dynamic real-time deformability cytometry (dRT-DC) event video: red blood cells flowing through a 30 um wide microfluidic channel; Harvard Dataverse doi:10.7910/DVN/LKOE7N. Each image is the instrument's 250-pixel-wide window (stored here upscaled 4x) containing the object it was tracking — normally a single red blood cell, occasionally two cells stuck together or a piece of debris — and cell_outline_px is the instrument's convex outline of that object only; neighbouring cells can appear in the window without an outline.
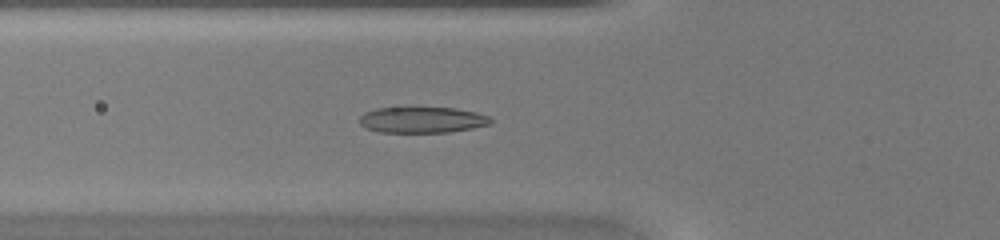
{"species": "common noctule bat (a hibernating species)", "species_latin": "Nyctalus noctula", "temperature_condition": "warm", "stored_images_in_passage": 48, "camera_frame_rate_fps": 3000, "um_per_image_px": 0.085, "animal": {"sex": "female", "body_mass_g": 20.0, "forearm_length_mm": 54.0}, "frame": {"image": 1, "passage_image": 18, "time_ms": 5.667, "image_size_px": [1000, 240], "cell_outline_px": [[492, 124], [472, 128], [448, 132], [380, 132], [364, 128], [360, 124], [360, 116], [364, 112], [376, 108], [456, 108], [476, 112], [488, 116], [492, 120]], "centroid_in_image_um": [35.88, 10.19], "position_along_channel_um": 89.9, "area_um2": 19.83}}
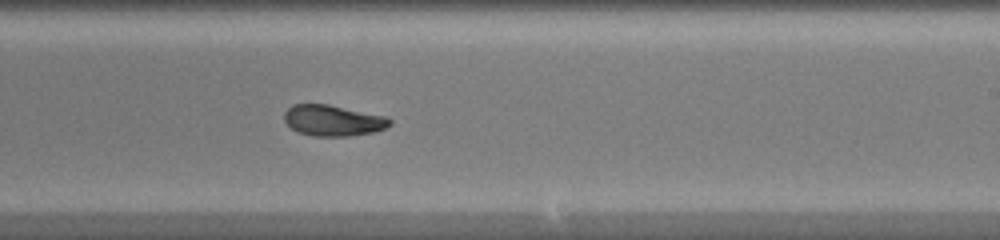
{"frame": {"image": 2, "passage_image": 30, "time_ms": 9.667, "image_size_px": [1000, 240], "cell_outline_px": [[392, 124], [384, 128], [372, 132], [348, 136], [312, 136], [296, 132], [284, 120], [284, 112], [292, 104], [328, 104], [384, 116], [392, 120]], "centroid_in_image_um": [28.27, 10.24], "position_along_channel_um": 260.7, "area_um2": 18.96}}
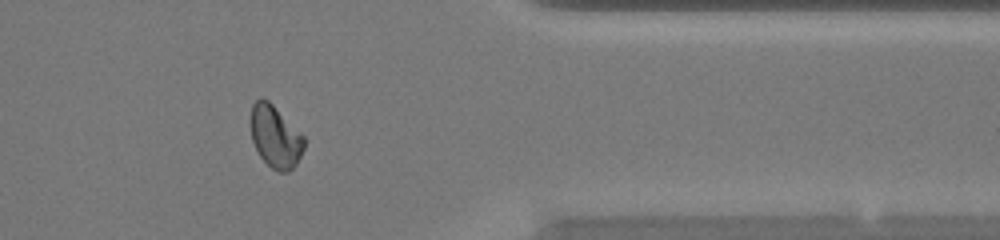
{"frame": {"image": 3, "passage_image": 40, "time_ms": 13.0, "image_size_px": [1000, 240], "cell_outline_px": [[304, 148], [296, 164], [288, 172], [276, 172], [260, 156], [252, 140], [248, 124], [252, 104], [260, 96], [268, 100], [304, 136]], "centroid_in_image_um": [23.36, 11.59], "position_along_channel_um": 388.0, "area_um2": 19.54}, "authors_computed_cell_mechanics": {"area_um2": 19.7387, "velocity_mm_per_s": 4.2749, "shape_relaxation_time_tau1_ms": 5.2533, "shape_relaxation_time_tau2_ms": 1.7148, "deformation_change_tau1": 0.1991, "deformation_change_tau2": 0.0467}}